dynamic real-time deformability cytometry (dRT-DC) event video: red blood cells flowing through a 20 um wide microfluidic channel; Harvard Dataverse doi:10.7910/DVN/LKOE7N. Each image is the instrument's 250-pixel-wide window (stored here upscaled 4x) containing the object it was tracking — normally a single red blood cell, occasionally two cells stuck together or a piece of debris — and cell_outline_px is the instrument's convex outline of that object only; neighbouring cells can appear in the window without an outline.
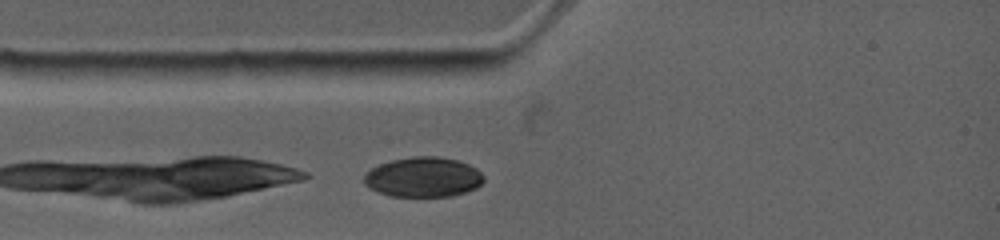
{"species": "common noctule bat (a hibernating species)", "species_latin": "Nyctalus noctula", "temperature_condition": "warm", "stored_images_in_passage": 27, "camera_frame_rate_fps": 4500, "um_per_image_px": 0.085, "animal": {"sex": "female", "body_mass_g": 19.0, "forearm_length_mm": 53.3}, "frame": {"image": 1, "passage_image": 2, "time_ms": 0.444, "image_size_px": [1000, 240], "cell_outline_px": [[484, 180], [476, 188], [452, 196], [392, 196], [368, 188], [364, 184], [364, 176], [372, 168], [380, 164], [392, 160], [412, 156], [436, 156], [456, 160], [468, 164], [476, 168], [484, 176]], "centroid_in_image_um": [35.98, 15.05], "position_along_channel_um": 49.0, "area_um2": 27.69}}
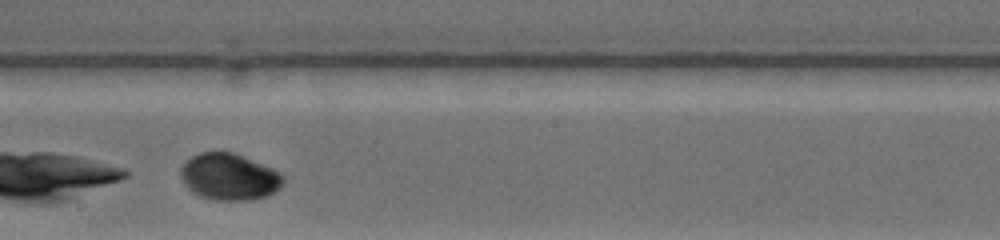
{"frame": {"image": 2, "passage_image": 16, "time_ms": 5.111, "image_size_px": [1000, 240], "cell_outline_px": [[284, 184], [280, 188], [264, 196], [252, 200], [216, 200], [200, 196], [192, 192], [184, 184], [180, 176], [180, 168], [192, 156], [200, 152], [236, 152], [272, 168], [280, 172], [284, 176]], "centroid_in_image_um": [19.49, 15.02], "position_along_channel_um": 228.7, "area_um2": 27.98}}
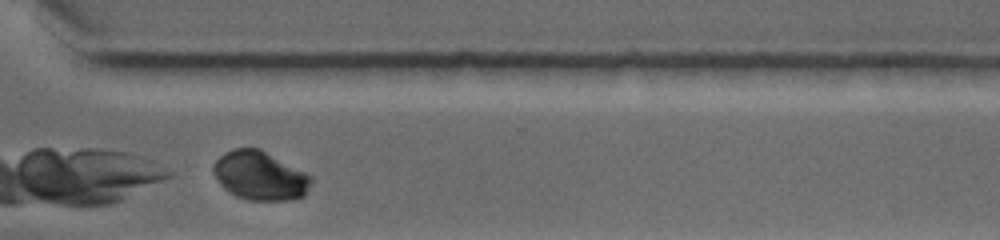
{"frame": {"image": 3, "passage_image": 26, "time_ms": 8.222, "image_size_px": [1000, 240], "cell_outline_px": [[312, 180], [308, 192], [304, 196], [288, 200], [248, 200], [236, 196], [228, 192], [220, 184], [212, 172], [212, 164], [224, 152], [232, 148], [260, 148], [312, 176]], "centroid_in_image_um": [22.08, 14.93], "position_along_channel_um": 348.5, "area_um2": 28.03}, "authors_computed_cell_mechanics": {"area_um2": 27.9752, "velocity_mm_per_s": 3.8405, "shape_relaxation_time_tau1_ms": 2.6215, "shape_relaxation_time_tau2_ms": 1.9647, "deformation_change_tau1": 0.0941, "deformation_change_tau2": 0.0127}}